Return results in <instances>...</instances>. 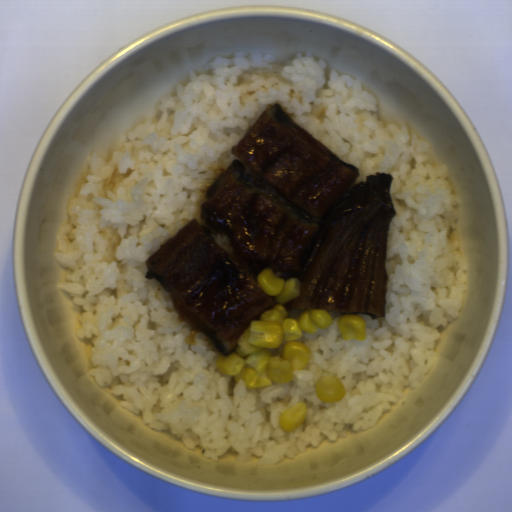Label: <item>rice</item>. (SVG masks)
<instances>
[{"label": "rice", "mask_w": 512, "mask_h": 512, "mask_svg": "<svg viewBox=\"0 0 512 512\" xmlns=\"http://www.w3.org/2000/svg\"><path fill=\"white\" fill-rule=\"evenodd\" d=\"M303 308L295 309L292 311H288V317L290 318H296L302 311Z\"/></svg>", "instance_id": "023b6e5f"}, {"label": "rice", "mask_w": 512, "mask_h": 512, "mask_svg": "<svg viewBox=\"0 0 512 512\" xmlns=\"http://www.w3.org/2000/svg\"><path fill=\"white\" fill-rule=\"evenodd\" d=\"M325 59L298 52L239 51L217 56L201 74L162 98L158 118L128 133L110 159L93 152L86 181L67 208L53 252L68 274L58 288L81 306L80 339H89L99 387L156 431L219 461L228 450L246 463L274 465L347 430L374 427L418 387L437 362L440 329L457 320L468 295V263L458 237L462 205L449 167L407 125L378 119V98L361 80L328 69ZM344 161L360 180L393 175L397 214L387 240L385 317L367 323L364 341H344L342 314L299 340L311 358L291 381L246 388L216 368L220 351L178 313L170 294L145 278V261L194 218L211 183L234 155L232 146L273 103ZM209 227V226H207ZM233 255L228 236L209 227ZM335 373L344 398L327 404L314 384ZM306 402L305 422L278 426L282 411Z\"/></svg>", "instance_id": "652b925c"}]
</instances>
